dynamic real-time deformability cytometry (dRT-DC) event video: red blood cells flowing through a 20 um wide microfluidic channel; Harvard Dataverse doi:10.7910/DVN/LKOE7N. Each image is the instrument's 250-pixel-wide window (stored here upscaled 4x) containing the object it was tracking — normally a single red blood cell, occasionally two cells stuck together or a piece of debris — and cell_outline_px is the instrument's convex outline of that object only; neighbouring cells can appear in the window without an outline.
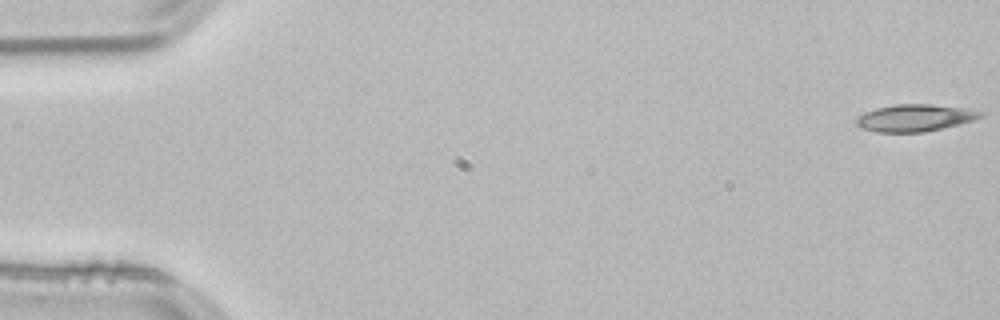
{"species": "common noctule bat (a hibernating species)", "species_latin": "Nyctalus noctula", "temperature_condition": "room temperature", "stored_images_in_passage": 53, "camera_frame_rate_fps": 3000, "um_per_image_px": 0.085, "animal": {"sex": "male", "body_mass_g": 21.5, "forearm_length_mm": 52.0}, "frame": {"image": 1, "passage_image": 1, "time_ms": 0.0, "image_size_px": [1000, 320], "cell_outline_px": [[984, 116], [972, 120], [924, 132], [876, 132], [860, 128], [856, 124], [856, 120], [860, 116], [876, 108], [896, 104], [928, 104], [964, 108], [984, 112]], "centroid_in_image_um": [77.75, 10.02], "position_along_channel_um": 7.2, "area_um2": 19.19}}
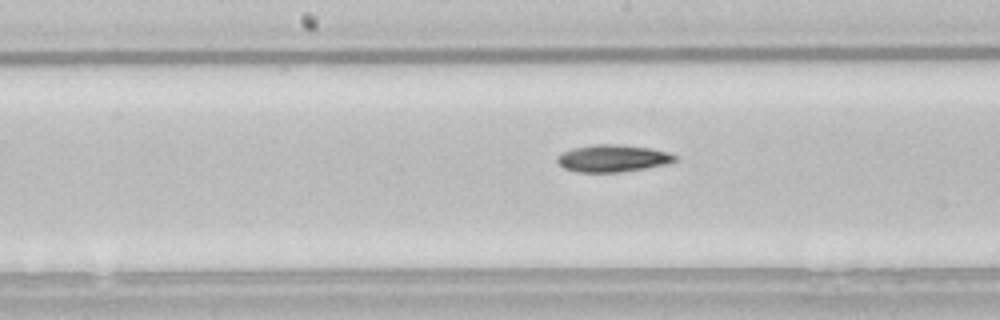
{"frame": {"image": 2, "passage_image": 27, "time_ms": 8.667, "image_size_px": [1000, 320], "cell_outline_px": [[676, 160], [668, 164], [620, 172], [576, 172], [564, 168], [556, 160], [556, 156], [572, 148], [596, 144], [620, 144], [652, 148], [668, 152], [676, 156]], "centroid_in_image_um": [52.08, 13.45], "position_along_channel_um": 196.1, "area_um2": 18.67}}
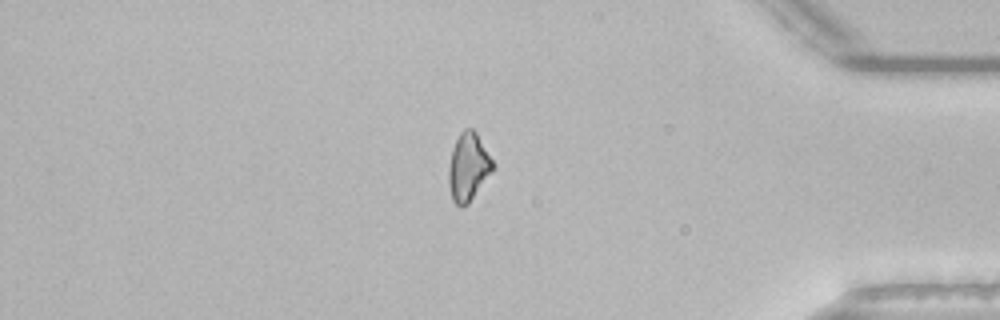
{"frame": {"image": 3, "passage_image": 45, "time_ms": 14.667, "image_size_px": [1000, 320], "cell_outline_px": [[496, 168], [468, 204], [460, 208], [452, 200], [448, 184], [448, 168], [452, 148], [460, 132], [464, 128], [472, 128], [476, 132], [496, 164]], "centroid_in_image_um": [39.82, 14.2], "position_along_channel_um": 395.4, "area_um2": 17.92}, "authors_computed_cell_mechanics": {"area_um2": 18.1492, "velocity_mm_per_s": 3.8447, "shape_relaxation_time_tau1_ms": 7.2267, "shape_relaxation_time_tau2_ms": null, "deformation_change_tau1": 0.1567, "deformation_change_tau2": null}}